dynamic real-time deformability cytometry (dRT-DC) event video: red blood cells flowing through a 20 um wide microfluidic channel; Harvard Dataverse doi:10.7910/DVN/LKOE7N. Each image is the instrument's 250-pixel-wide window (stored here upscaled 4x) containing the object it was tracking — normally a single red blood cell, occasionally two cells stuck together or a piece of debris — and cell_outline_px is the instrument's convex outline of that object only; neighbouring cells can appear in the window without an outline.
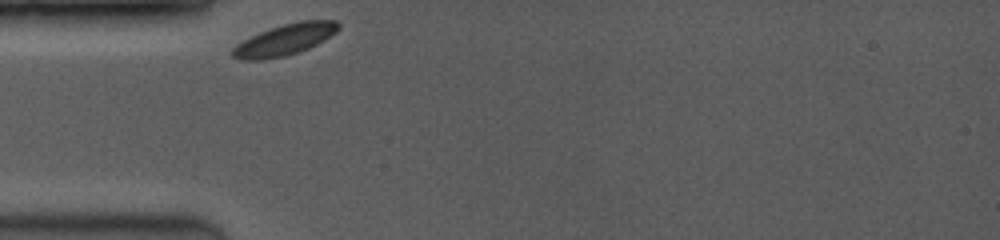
{"species": "common noctule bat (a hibernating species)", "species_latin": "Nyctalus noctula", "temperature_condition": "room temperature", "stored_images_in_passage": 4, "camera_frame_rate_fps": 3500, "um_per_image_px": 0.085, "animal": {"sex": "female", "body_mass_g": 19.0, "forearm_length_mm": 53.3}, "frame": {"image": 1, "passage_image": 1, "time_ms": 0.0, "image_size_px": [1000, 240], "cell_outline_px": [[340, 28], [336, 32], [324, 40], [308, 48], [284, 56], [264, 60], [240, 60], [232, 56], [232, 48], [236, 44], [260, 32], [284, 24], [300, 20], [336, 20], [340, 24]], "centroid_in_image_um": [24.21, 3.37], "position_along_channel_um": 60.8, "area_um2": 19.07}}
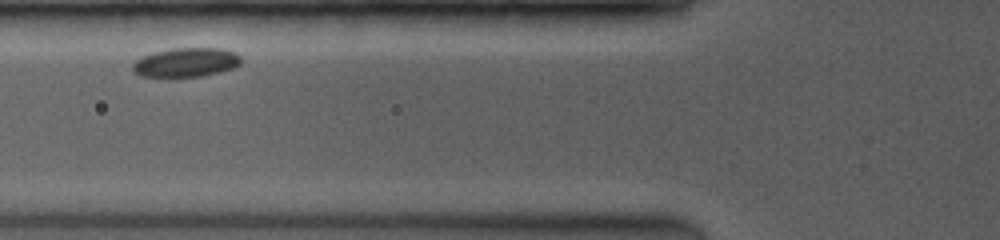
{"frame": {"image": 2, "passage_image": 3, "time_ms": 1.429, "image_size_px": [1000, 240], "cell_outline_px": [[240, 64], [236, 68], [220, 72], [200, 76], [168, 80], [140, 76], [132, 68], [132, 64], [140, 56], [152, 52], [172, 48], [220, 48], [232, 52], [240, 56]], "centroid_in_image_um": [15.74, 5.35], "position_along_channel_um": 110.1, "area_um2": 19.19}}